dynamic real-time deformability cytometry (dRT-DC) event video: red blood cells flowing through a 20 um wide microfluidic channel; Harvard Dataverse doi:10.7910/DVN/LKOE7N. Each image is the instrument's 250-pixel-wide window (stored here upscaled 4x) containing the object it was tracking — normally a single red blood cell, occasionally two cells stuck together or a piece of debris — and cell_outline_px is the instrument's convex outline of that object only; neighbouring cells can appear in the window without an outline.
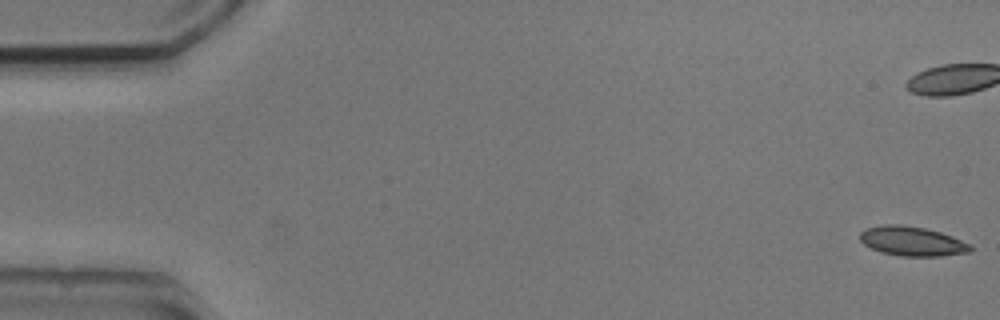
{"species": "common noctule bat (a hibernating species)", "species_latin": "Nyctalus noctula", "temperature_condition": "cold", "stored_images_in_passage": 54, "camera_frame_rate_fps": 3000, "um_per_image_px": 0.085, "animal": {"sex": "male", "body_mass_g": 20.5, "forearm_length_mm": 52.5}, "frame": {"image": 1, "passage_image": 1, "time_ms": 0.0, "image_size_px": [1000, 320], "cell_outline_px": [[972, 252], [940, 256], [900, 256], [880, 252], [864, 244], [860, 240], [860, 232], [868, 228], [884, 224], [900, 224], [924, 228], [940, 232], [952, 236], [972, 244]], "centroid_in_image_um": [77.56, 20.51], "position_along_channel_um": 7.4, "area_um2": 19.02}}
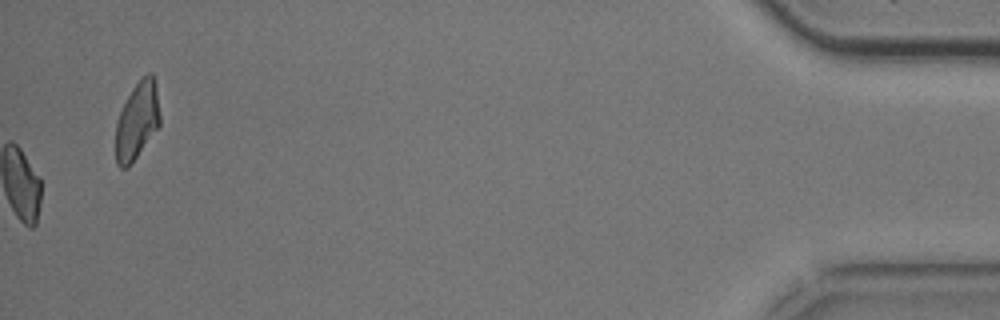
{"frame": {"image": 2, "passage_image": 54, "time_ms": 17.667, "image_size_px": [1000, 320], "cell_outline_px": [[160, 124], [128, 168], [120, 168], [116, 164], [116, 124], [120, 112], [132, 88], [148, 72], [152, 72], [156, 88], [160, 116]], "centroid_in_image_um": [11.65, 10.28], "position_along_channel_um": 423.6, "area_um2": 19.59}, "authors_computed_cell_mechanics": {"area_um2": 18.8717, "velocity_mm_per_s": 3.7802, "shape_relaxation_time_tau1_ms": null, "shape_relaxation_time_tau2_ms": 3.0045, "deformation_change_tau1": null, "deformation_change_tau2": 0.066}}